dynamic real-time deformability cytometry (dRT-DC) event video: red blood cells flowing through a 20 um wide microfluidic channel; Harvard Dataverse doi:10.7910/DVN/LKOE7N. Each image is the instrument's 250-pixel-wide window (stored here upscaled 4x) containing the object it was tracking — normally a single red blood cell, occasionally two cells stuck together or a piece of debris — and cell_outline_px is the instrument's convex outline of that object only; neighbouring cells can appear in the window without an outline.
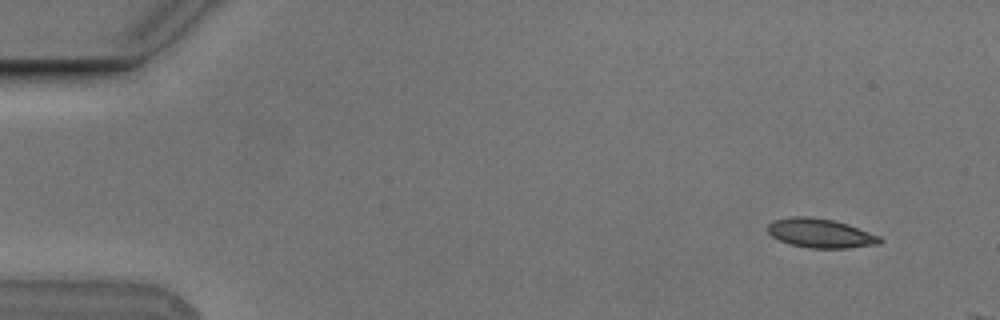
{"species": "Egyptian fruit bat (a non-hibernating species)", "species_latin": "Rousettus aegyptiacus", "temperature_condition": "cold", "stored_images_in_passage": 5, "camera_frame_rate_fps": 3000, "um_per_image_px": 0.085, "animal": {"sex": "male"}, "frame": {"image": 1, "passage_image": 1, "time_ms": 0.0, "image_size_px": [1000, 320], "cell_outline_px": [[884, 240], [880, 244], [848, 248], [808, 248], [788, 244], [772, 236], [768, 232], [768, 224], [772, 220], [792, 216], [808, 216], [832, 220], [848, 224], [880, 236]], "centroid_in_image_um": [69.74, 19.83], "position_along_channel_um": 15.3, "area_um2": 19.19}}